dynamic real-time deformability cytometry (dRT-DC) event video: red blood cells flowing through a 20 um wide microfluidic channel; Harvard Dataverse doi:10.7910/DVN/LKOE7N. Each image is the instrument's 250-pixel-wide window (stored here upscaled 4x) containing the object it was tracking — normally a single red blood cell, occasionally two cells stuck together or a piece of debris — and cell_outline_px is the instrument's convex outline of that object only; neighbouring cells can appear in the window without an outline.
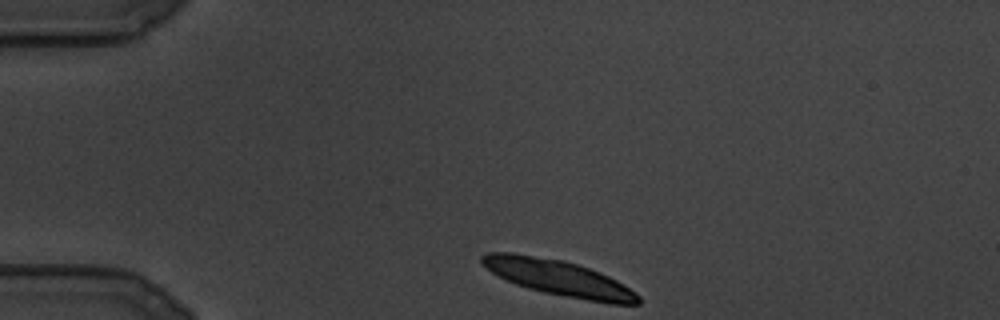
{"species": "common noctule bat (a hibernating species)", "species_latin": "Nyctalus noctula", "temperature_condition": "cold", "stored_images_in_passage": 88, "camera_frame_rate_fps": 3000, "um_per_image_px": 0.085, "animal": {"sex": "male", "body_mass_g": 19.5, "forearm_length_mm": 54.6}, "frame": {"image": 1, "passage_image": 1, "time_ms": 0.0, "image_size_px": [1000, 320], "cell_outline_px": [[640, 304], [612, 304], [588, 300], [544, 292], [528, 288], [516, 284], [492, 272], [480, 260], [480, 256], [484, 252], [512, 252], [564, 260], [600, 272], [616, 280], [636, 292], [640, 296]], "centroid_in_image_um": [47.5, 23.61], "position_along_channel_um": 37.5, "area_um2": 32.14}}